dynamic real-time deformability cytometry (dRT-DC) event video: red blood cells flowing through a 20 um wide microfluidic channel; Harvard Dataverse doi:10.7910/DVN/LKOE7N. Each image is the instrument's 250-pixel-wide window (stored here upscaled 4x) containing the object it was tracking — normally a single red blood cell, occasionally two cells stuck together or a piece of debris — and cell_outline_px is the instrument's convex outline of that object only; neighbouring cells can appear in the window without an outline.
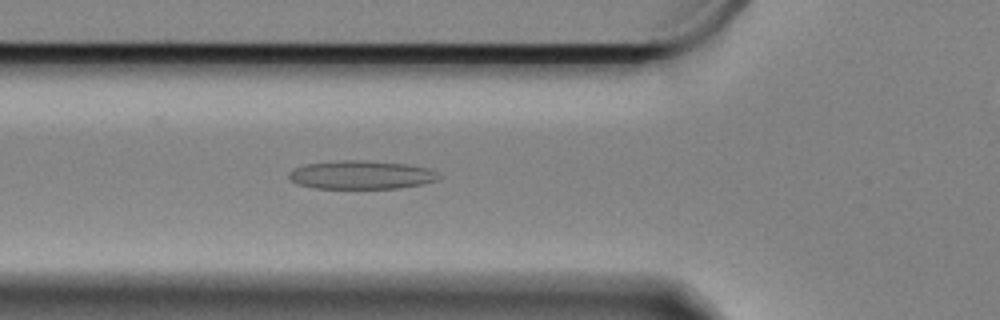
{"species": "Egyptian fruit bat (a non-hibernating species)", "species_latin": "Rousettus aegyptiacus", "temperature_condition": "cold", "stored_images_in_passage": 50, "camera_frame_rate_fps": 3000, "um_per_image_px": 0.085, "animal": {"sex": "female"}, "frame": {"image": 1, "passage_image": 19, "time_ms": 6.0, "image_size_px": [1000, 320], "cell_outline_px": [[444, 176], [440, 180], [400, 188], [316, 188], [296, 184], [288, 176], [288, 172], [304, 164], [344, 160], [360, 160], [404, 164], [428, 168]], "centroid_in_image_um": [30.73, 14.87], "position_along_channel_um": 95.1, "area_um2": 24.8}}
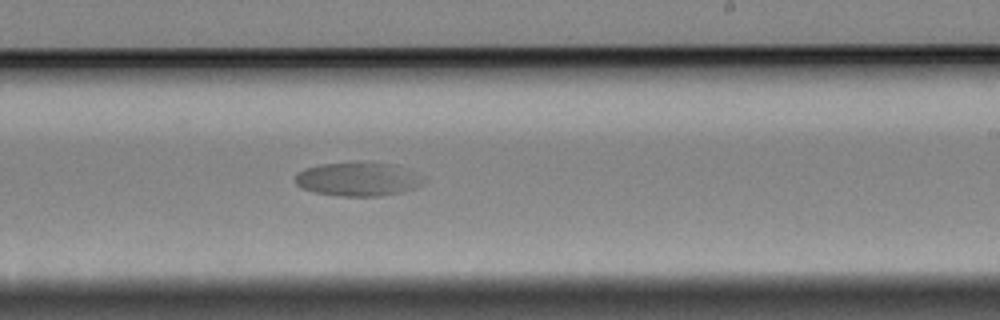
{"frame": {"image": 2, "passage_image": 35, "time_ms": 11.333, "image_size_px": [1000, 320], "cell_outline_px": [[416, 184], [412, 188], [400, 192], [380, 196], [336, 196], [316, 192], [300, 188], [292, 180], [296, 172], [304, 168], [320, 164], [392, 164], [412, 180]], "centroid_in_image_um": [30.04, 15.27], "position_along_channel_um": 259.0, "area_um2": 23.29}}
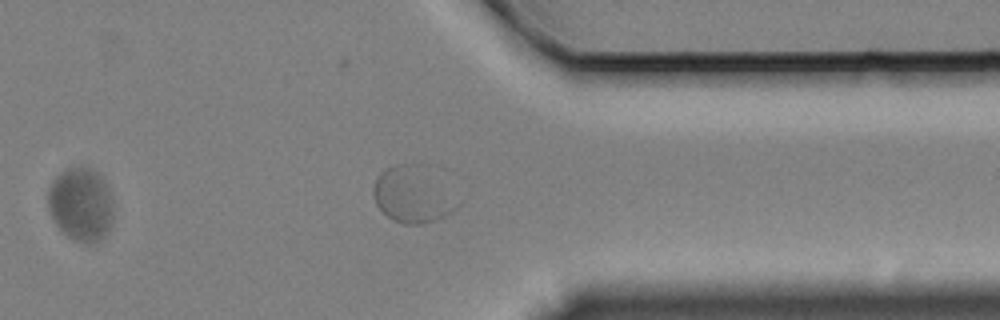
{"frame": {"image": 3, "passage_image": 47, "time_ms": 15.333, "image_size_px": [1000, 320], "cell_outline_px": [[112, 224], [104, 236], [100, 240], [92, 244], [84, 244], [68, 236], [56, 224], [48, 212], [48, 192], [56, 176], [68, 168], [88, 168], [96, 172], [104, 180], [108, 188], [112, 204]], "centroid_in_image_um": [6.88, 17.41], "position_along_channel_um": 404.5, "area_um2": 27.74}}